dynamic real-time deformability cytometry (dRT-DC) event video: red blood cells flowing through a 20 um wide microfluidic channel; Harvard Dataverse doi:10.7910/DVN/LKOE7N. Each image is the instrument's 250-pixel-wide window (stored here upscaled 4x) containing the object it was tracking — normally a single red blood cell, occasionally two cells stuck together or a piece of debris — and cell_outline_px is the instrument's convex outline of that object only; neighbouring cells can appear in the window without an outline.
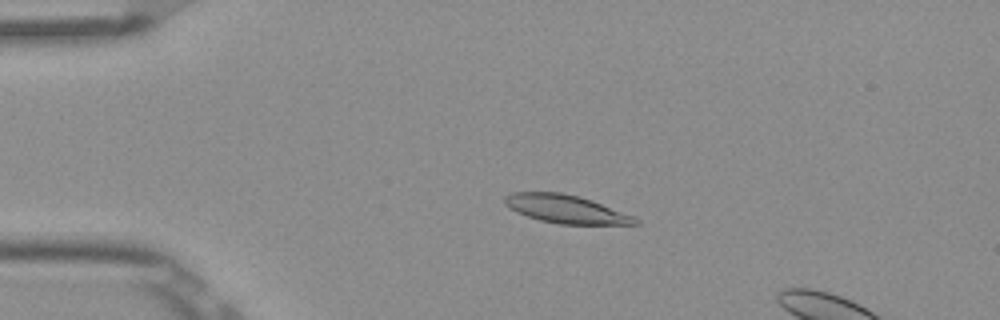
{"species": "Egyptian fruit bat (a non-hibernating species)", "species_latin": "Rousettus aegyptiacus", "temperature_condition": "room temperature", "stored_images_in_passage": 17, "camera_frame_rate_fps": 3000, "um_per_image_px": 0.085, "frame": {"image": 1, "passage_image": 12, "time_ms": 3.667, "image_size_px": [1000, 320], "cell_outline_px": [[640, 224], [560, 224], [540, 220], [516, 212], [508, 208], [504, 204], [504, 196], [512, 192], [560, 192], [580, 196], [592, 200], [632, 216], [640, 220]], "centroid_in_image_um": [48.05, 17.76], "position_along_channel_um": 36.9, "area_um2": 21.39}}